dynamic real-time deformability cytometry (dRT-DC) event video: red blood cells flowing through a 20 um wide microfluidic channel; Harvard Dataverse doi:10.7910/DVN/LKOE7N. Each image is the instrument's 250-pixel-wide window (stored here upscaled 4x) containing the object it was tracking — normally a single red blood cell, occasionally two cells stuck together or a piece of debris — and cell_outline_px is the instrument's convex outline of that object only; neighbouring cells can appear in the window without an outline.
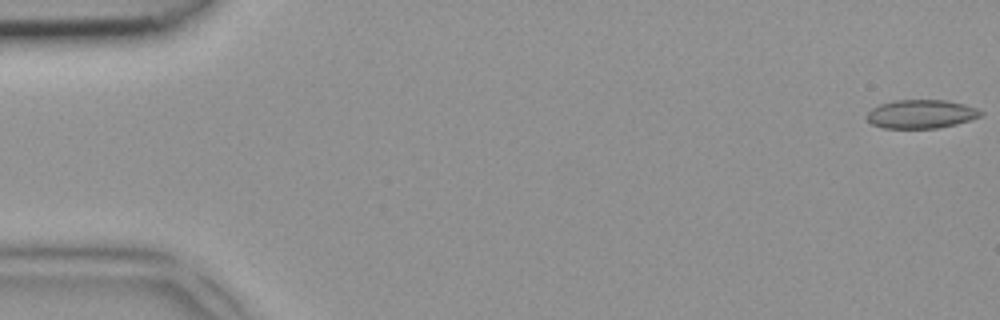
{"species": "common noctule bat (a hibernating species)", "species_latin": "Nyctalus noctula", "temperature_condition": "room temperature", "stored_images_in_passage": 47, "camera_frame_rate_fps": 3000, "um_per_image_px": 0.085, "animal": {"sex": "female", "body_mass_g": 18.4}, "frame": {"image": 1, "passage_image": 1, "time_ms": 0.0, "image_size_px": [1000, 320], "cell_outline_px": [[984, 112], [980, 116], [972, 120], [940, 128], [884, 128], [872, 124], [864, 116], [872, 108], [880, 104], [896, 100], [948, 100], [964, 104], [976, 108]], "centroid_in_image_um": [78.3, 9.69], "position_along_channel_um": 6.7, "area_um2": 19.13}}
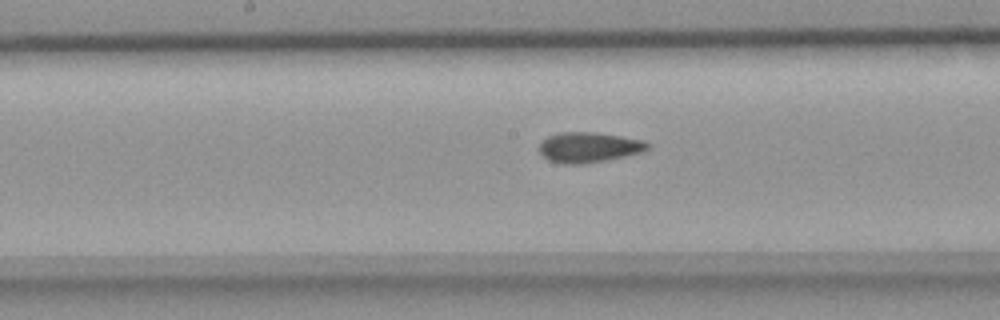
{"frame": {"image": 2, "passage_image": 24, "time_ms": 7.667, "image_size_px": [1000, 320], "cell_outline_px": [[652, 144], [644, 152], [604, 160], [576, 164], [564, 164], [548, 160], [540, 152], [540, 144], [548, 136], [560, 132], [596, 132], [644, 140]], "centroid_in_image_um": [50.08, 12.51], "position_along_channel_um": 198.1, "area_um2": 18.96}}
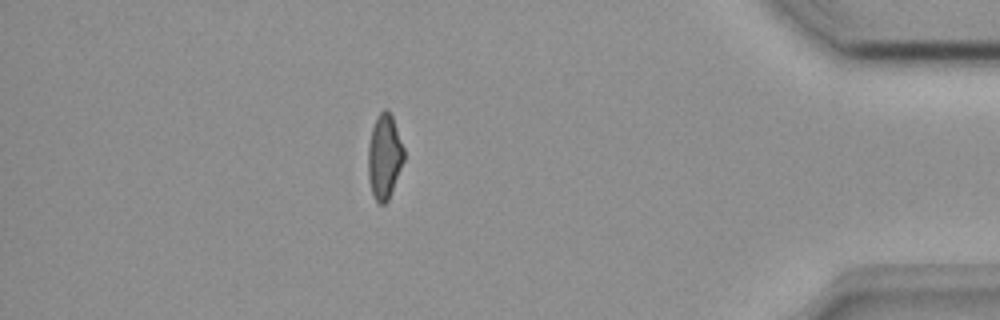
{"frame": {"image": 3, "passage_image": 41, "time_ms": 13.333, "image_size_px": [1000, 320], "cell_outline_px": [[404, 160], [388, 200], [384, 204], [380, 204], [376, 200], [372, 192], [368, 180], [368, 144], [372, 128], [376, 116], [384, 108], [388, 108], [392, 116], [404, 148]], "centroid_in_image_um": [32.66, 13.27], "position_along_channel_um": 402.5, "area_um2": 17.69}}